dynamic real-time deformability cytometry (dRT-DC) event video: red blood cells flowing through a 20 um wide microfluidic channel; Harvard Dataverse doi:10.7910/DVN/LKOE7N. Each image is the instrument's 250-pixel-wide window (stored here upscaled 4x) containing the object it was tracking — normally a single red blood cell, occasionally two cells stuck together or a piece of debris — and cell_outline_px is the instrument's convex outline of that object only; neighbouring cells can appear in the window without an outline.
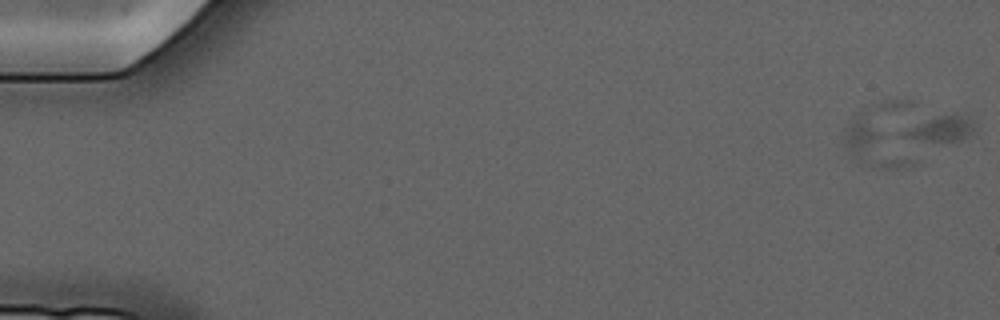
{"species": "common noctule bat (a hibernating species)", "species_latin": "Nyctalus noctula", "temperature_condition": "cold", "stored_images_in_passage": 7, "camera_frame_rate_fps": 3000, "um_per_image_px": 0.085, "animal": {"sex": "male", "forearm_length_mm": 52.5}, "frame": {"image": 1, "passage_image": 1, "time_ms": 0.0, "image_size_px": [1000, 320], "cell_outline_px": [[976, 140], [920, 140], [900, 136], [896, 132], [928, 120], [940, 116], [956, 112], [968, 112], [976, 120]], "centroid_in_image_um": [80.23, 10.91], "position_along_channel_um": 4.8, "area_um2": 11.5}}
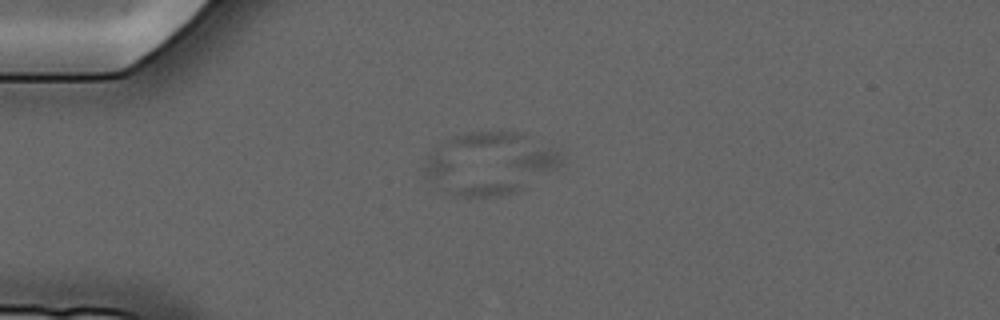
{"frame": {"image": 2, "passage_image": 5, "time_ms": 4.333, "image_size_px": [1000, 320], "cell_outline_px": [[564, 164], [520, 188], [512, 192], [492, 196], [464, 196], [452, 192], [520, 152], [544, 148], [548, 148], [560, 152]], "centroid_in_image_um": [43.64, 14.74], "position_along_channel_um": 41.4, "area_um2": 19.07}}